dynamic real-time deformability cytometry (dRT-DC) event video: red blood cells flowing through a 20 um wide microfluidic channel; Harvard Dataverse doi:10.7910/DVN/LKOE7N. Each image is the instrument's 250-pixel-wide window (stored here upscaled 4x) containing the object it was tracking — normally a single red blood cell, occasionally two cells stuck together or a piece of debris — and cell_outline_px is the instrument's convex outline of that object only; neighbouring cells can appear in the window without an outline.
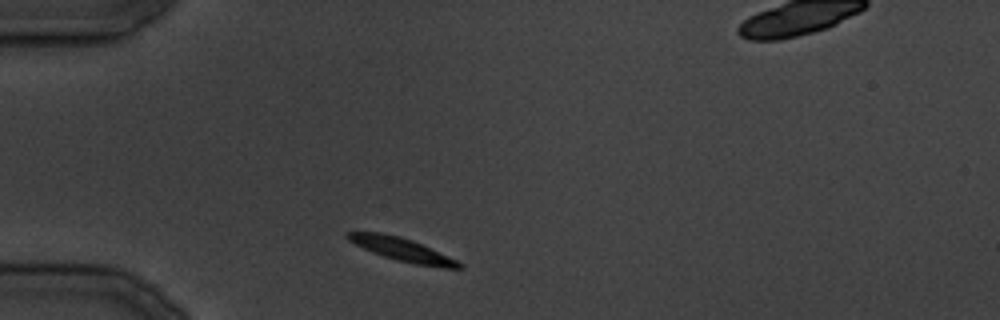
{"species": "common noctule bat (a hibernating species)", "species_latin": "Nyctalus noctula", "temperature_condition": "cold", "stored_images_in_passage": 28, "camera_frame_rate_fps": 3000, "um_per_image_px": 0.085, "animal": {"sex": "male", "body_mass_g": 19.5, "forearm_length_mm": 54.6}, "frame": {"image": 1, "passage_image": 1, "time_ms": 0.0, "image_size_px": [1000, 320], "cell_outline_px": [[464, 268], [444, 268], [416, 264], [396, 260], [372, 252], [348, 240], [344, 236], [344, 232], [380, 232], [400, 236], [412, 240], [456, 260], [464, 264]], "centroid_in_image_um": [34.15, 21.2], "position_along_channel_um": 50.8, "area_um2": 14.91}}
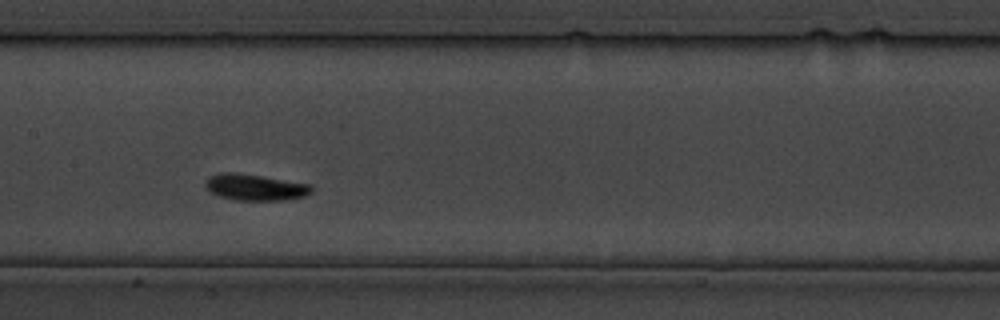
{"frame": {"image": 2, "passage_image": 10, "time_ms": 10.0, "image_size_px": [1000, 320], "cell_outline_px": [[312, 192], [304, 196], [284, 200], [240, 200], [220, 196], [212, 192], [204, 184], [204, 180], [208, 176], [216, 172], [232, 172], [260, 176], [308, 184], [312, 188]], "centroid_in_image_um": [21.63, 15.9], "position_along_channel_um": 185.8, "area_um2": 16.01}}
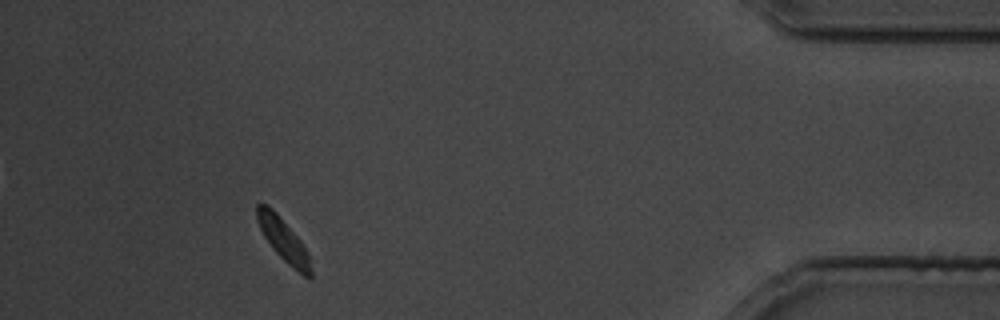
{"frame": {"image": 3, "passage_image": 24, "time_ms": 28.0, "image_size_px": [1000, 320], "cell_outline_px": [[312, 276], [304, 276], [288, 264], [272, 248], [264, 236], [256, 220], [256, 204], [268, 204], [276, 212], [300, 240], [308, 256], [312, 272]], "centroid_in_image_um": [24.04, 20.35], "position_along_channel_um": 411.2, "area_um2": 13.06}}